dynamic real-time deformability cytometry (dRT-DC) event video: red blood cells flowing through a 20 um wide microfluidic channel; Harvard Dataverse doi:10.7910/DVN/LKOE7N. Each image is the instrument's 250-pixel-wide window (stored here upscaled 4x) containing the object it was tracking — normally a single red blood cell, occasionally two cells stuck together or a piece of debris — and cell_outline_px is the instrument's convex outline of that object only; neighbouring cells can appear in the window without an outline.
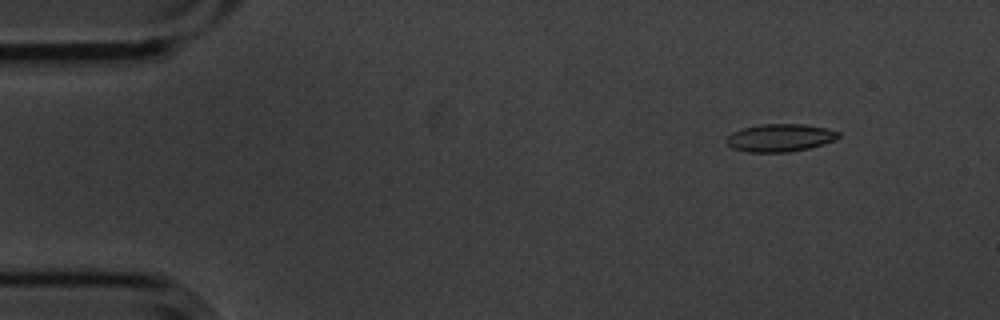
{"species": "common noctule bat (a hibernating species)", "species_latin": "Nyctalus noctula", "temperature_condition": "cold", "stored_images_in_passage": 5, "camera_frame_rate_fps": 3000, "um_per_image_px": 0.085, "animal": {"sex": "male", "body_mass_g": 20.1, "forearm_length_mm": 53.5}, "frame": {"image": 1, "passage_image": 2, "time_ms": 0.333, "image_size_px": [1000, 320], "cell_outline_px": [[840, 136], [836, 140], [808, 148], [788, 152], [748, 152], [732, 148], [724, 140], [732, 132], [744, 128], [760, 124], [804, 124], [824, 128], [840, 132]], "centroid_in_image_um": [66.29, 11.71], "position_along_channel_um": 18.7, "area_um2": 18.03}}
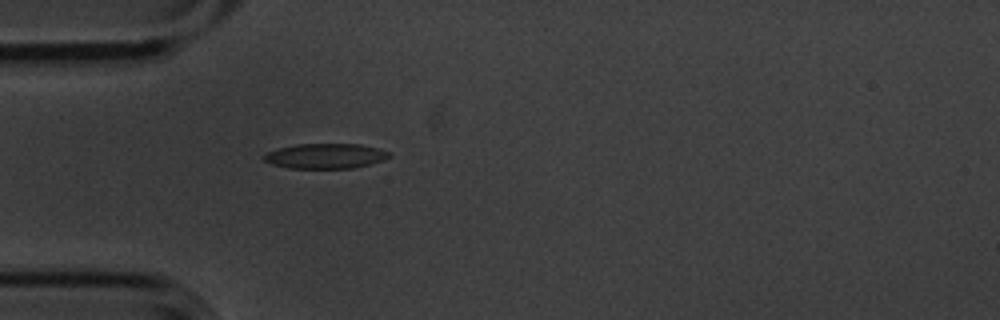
{"frame": {"image": 2, "passage_image": 5, "time_ms": 1.333, "image_size_px": [1000, 320], "cell_outline_px": [[392, 156], [384, 160], [352, 168], [288, 168], [272, 164], [264, 160], [264, 156], [268, 152], [276, 148], [296, 144], [360, 144], [376, 148], [388, 152]], "centroid_in_image_um": [27.65, 13.26], "position_along_channel_um": 57.4, "area_um2": 18.15}}